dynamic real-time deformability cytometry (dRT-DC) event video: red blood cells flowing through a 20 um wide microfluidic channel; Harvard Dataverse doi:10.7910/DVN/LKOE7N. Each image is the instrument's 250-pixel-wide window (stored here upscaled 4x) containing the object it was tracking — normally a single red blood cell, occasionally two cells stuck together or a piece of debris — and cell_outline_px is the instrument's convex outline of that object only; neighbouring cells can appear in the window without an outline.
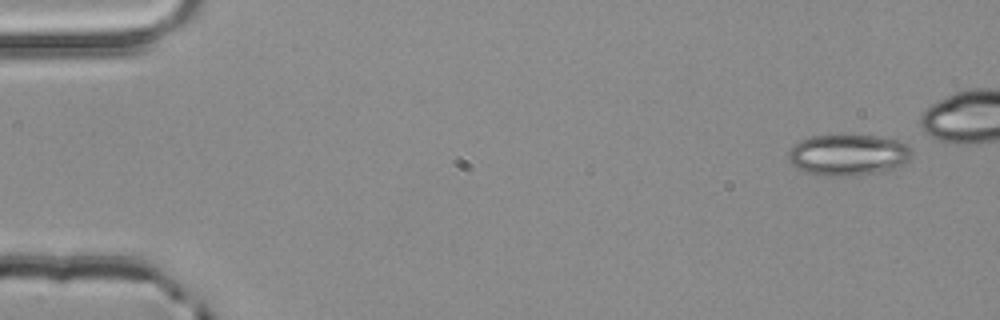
{"species": "common noctule bat (a hibernating species)", "species_latin": "Nyctalus noctula", "temperature_condition": "room temperature", "stored_images_in_passage": 3, "camera_frame_rate_fps": 3000, "um_per_image_px": 0.085, "animal": {"sex": "male", "body_mass_g": 20.4}, "frame": {"image": 1, "passage_image": 1, "time_ms": 0.0, "image_size_px": [1000, 320], "cell_outline_px": [[912, 156], [908, 160], [896, 168], [884, 172], [844, 176], [820, 176], [808, 172], [792, 164], [788, 160], [788, 152], [800, 140], [812, 136], [880, 136], [896, 140], [912, 148]], "centroid_in_image_um": [72.12, 13.18], "position_along_channel_um": 12.9, "area_um2": 29.48}}